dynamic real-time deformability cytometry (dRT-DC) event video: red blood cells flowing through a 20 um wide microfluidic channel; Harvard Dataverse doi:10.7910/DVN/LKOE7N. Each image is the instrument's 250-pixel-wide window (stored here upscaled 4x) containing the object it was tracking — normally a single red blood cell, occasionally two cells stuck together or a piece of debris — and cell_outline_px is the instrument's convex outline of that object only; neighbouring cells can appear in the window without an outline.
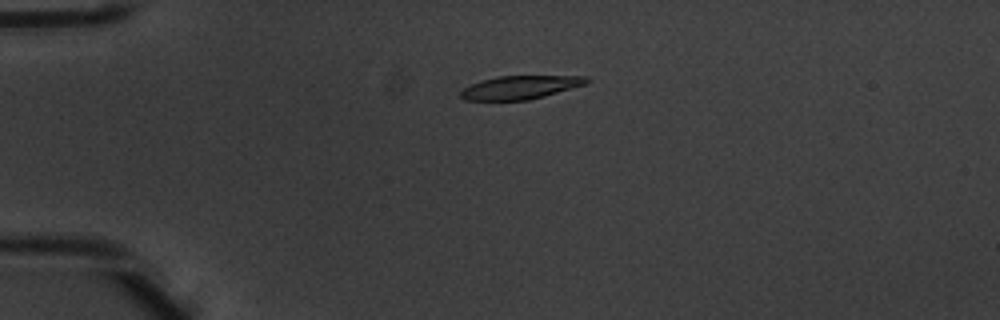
{"species": "common noctule bat (a hibernating species)", "species_latin": "Nyctalus noctula", "temperature_condition": "warm", "stored_images_in_passage": 2, "camera_frame_rate_fps": 3000, "um_per_image_px": 0.085, "animal": {"sex": "male", "body_mass_g": 20.1, "forearm_length_mm": 53.5}, "frame": {"image": 1, "passage_image": 1, "time_ms": 0.0, "image_size_px": [1000, 320], "cell_outline_px": [[592, 80], [588, 84], [544, 96], [528, 100], [464, 100], [460, 96], [460, 92], [464, 88], [480, 80], [496, 76], [588, 76]], "centroid_in_image_um": [44.26, 7.42], "position_along_channel_um": 40.7, "area_um2": 17.28}}